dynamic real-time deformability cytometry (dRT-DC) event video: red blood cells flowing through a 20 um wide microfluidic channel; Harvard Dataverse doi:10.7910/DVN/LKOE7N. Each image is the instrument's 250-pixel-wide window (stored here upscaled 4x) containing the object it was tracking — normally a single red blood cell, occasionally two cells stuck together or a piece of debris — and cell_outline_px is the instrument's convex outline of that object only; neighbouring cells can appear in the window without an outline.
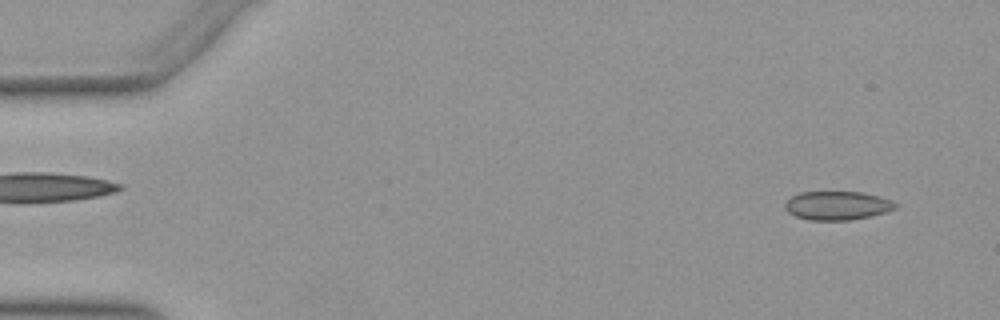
{"species": "Egyptian fruit bat (a non-hibernating species)", "species_latin": "Rousettus aegyptiacus", "temperature_condition": "warm", "stored_images_in_passage": 13, "camera_frame_rate_fps": 3000, "um_per_image_px": 0.085, "animal": {"sex": "female"}, "frame": {"image": 1, "passage_image": 3, "time_ms": 0.667, "image_size_px": [1000, 320], "cell_outline_px": [[900, 204], [896, 208], [888, 212], [872, 216], [852, 220], [808, 220], [796, 216], [788, 212], [784, 208], [784, 204], [792, 196], [800, 192], [864, 192], [880, 196], [892, 200]], "centroid_in_image_um": [71.23, 17.47], "position_along_channel_um": 13.8, "area_um2": 18.79}}